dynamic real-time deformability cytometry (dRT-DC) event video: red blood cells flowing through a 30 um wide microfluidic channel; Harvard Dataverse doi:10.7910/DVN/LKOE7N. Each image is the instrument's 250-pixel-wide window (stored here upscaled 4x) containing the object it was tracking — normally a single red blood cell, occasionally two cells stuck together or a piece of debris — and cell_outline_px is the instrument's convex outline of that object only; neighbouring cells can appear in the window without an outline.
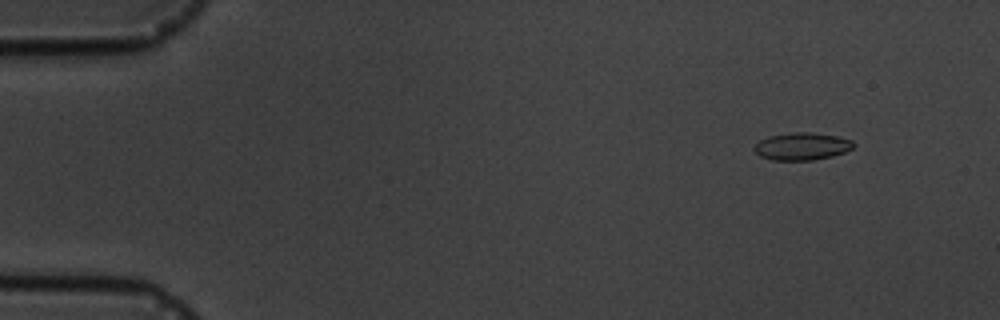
{"species": "common noctule bat (a hibernating species)", "species_latin": "Nyctalus noctula", "temperature_condition": "cold", "stored_images_in_passage": 5, "camera_frame_rate_fps": 3000, "um_per_image_px": 0.085, "animal": {"sex": "male", "body_mass_g": 19.5, "forearm_length_mm": 54.6}, "frame": {"image": 1, "passage_image": 2, "time_ms": 1.0, "image_size_px": [1000, 320], "cell_outline_px": [[856, 144], [852, 148], [844, 152], [832, 156], [812, 160], [772, 160], [760, 156], [752, 148], [760, 140], [768, 136], [792, 132], [812, 132], [836, 136], [852, 140]], "centroid_in_image_um": [68.16, 12.43], "position_along_channel_um": 16.8, "area_um2": 15.9}}
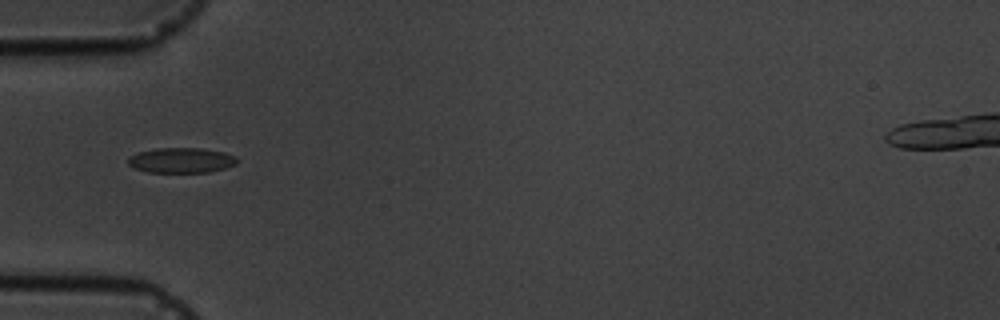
{"frame": {"image": 2, "passage_image": 5, "time_ms": 5.333, "image_size_px": [1000, 320], "cell_outline_px": [[240, 160], [236, 164], [224, 168], [208, 172], [148, 172], [132, 168], [128, 164], [128, 160], [136, 152], [156, 148], [200, 148], [224, 152], [236, 156]], "centroid_in_image_um": [15.42, 13.62], "position_along_channel_um": 69.6, "area_um2": 16.07}}